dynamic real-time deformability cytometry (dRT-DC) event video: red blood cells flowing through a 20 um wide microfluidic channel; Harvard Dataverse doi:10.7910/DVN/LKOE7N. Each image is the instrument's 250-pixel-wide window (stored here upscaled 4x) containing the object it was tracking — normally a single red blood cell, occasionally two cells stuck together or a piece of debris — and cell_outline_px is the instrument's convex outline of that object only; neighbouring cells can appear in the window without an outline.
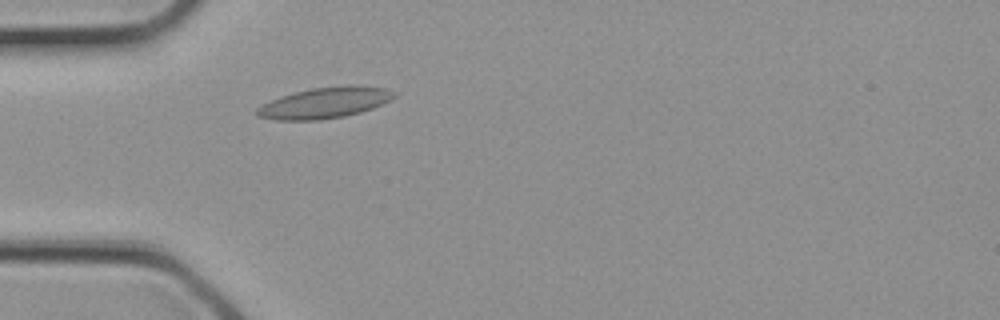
{"species": "common noctule bat (a hibernating species)", "species_latin": "Nyctalus noctula", "temperature_condition": "cold", "stored_images_in_passage": 2, "camera_frame_rate_fps": 3000, "um_per_image_px": 0.085, "animal": {"sex": "female", "body_mass_g": 21.9}, "frame": {"image": 1, "passage_image": 2, "time_ms": 0.333, "image_size_px": [1000, 320], "cell_outline_px": [[396, 96], [392, 100], [372, 108], [360, 112], [344, 116], [320, 120], [276, 120], [256, 116], [256, 108], [260, 104], [280, 96], [312, 88], [348, 84], [356, 84], [384, 88], [396, 92]], "centroid_in_image_um": [27.61, 8.73], "position_along_channel_um": 57.4, "area_um2": 25.03}}